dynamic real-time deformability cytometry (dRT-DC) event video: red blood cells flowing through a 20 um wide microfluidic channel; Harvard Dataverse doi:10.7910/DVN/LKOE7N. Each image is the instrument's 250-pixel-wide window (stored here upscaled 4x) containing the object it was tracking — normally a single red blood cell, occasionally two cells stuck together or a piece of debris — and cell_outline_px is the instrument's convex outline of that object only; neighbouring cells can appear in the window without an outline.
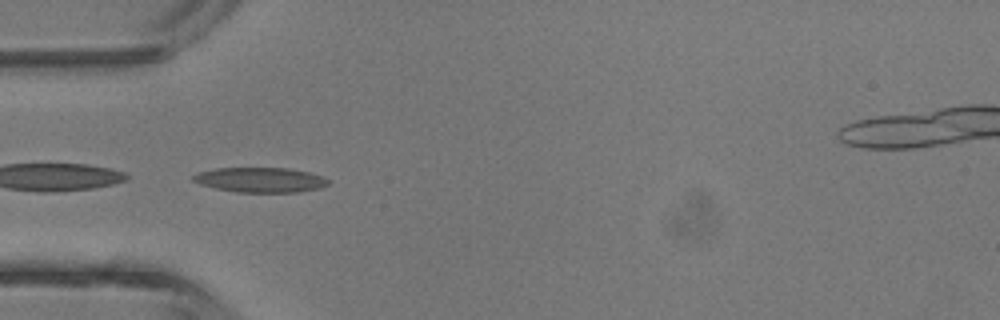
{"species": "common noctule bat (a hibernating species)", "species_latin": "Nyctalus noctula", "temperature_condition": "room temperature", "stored_images_in_passage": 4, "camera_frame_rate_fps": 3000, "um_per_image_px": 0.085, "animal": {"sex": "male", "body_mass_g": 13.3}, "frame": {"image": 1, "passage_image": 4, "time_ms": 3.333, "image_size_px": [1000, 320], "cell_outline_px": [[332, 180], [328, 184], [320, 188], [300, 192], [236, 192], [216, 188], [200, 184], [192, 180], [192, 176], [196, 172], [216, 168], [288, 168], [308, 172], [324, 176]], "centroid_in_image_um": [22.15, 15.28], "position_along_channel_um": 62.8, "area_um2": 19.77}}